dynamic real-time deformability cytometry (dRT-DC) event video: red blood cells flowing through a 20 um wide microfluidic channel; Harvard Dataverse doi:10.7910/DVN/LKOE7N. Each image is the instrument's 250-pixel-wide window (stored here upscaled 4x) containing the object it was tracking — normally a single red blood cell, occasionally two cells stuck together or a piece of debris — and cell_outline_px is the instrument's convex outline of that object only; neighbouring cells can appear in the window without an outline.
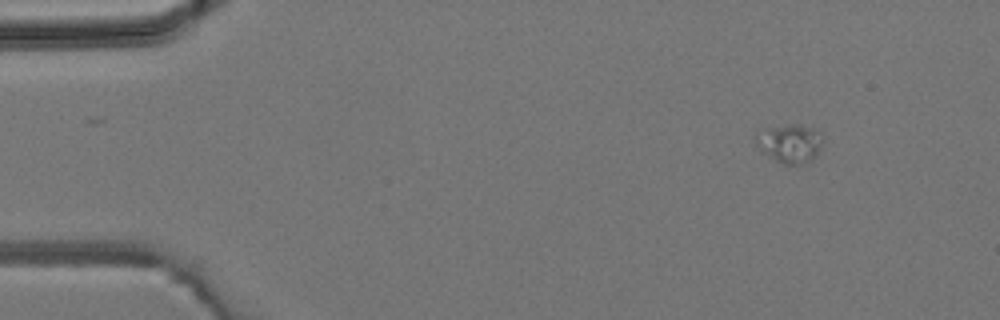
{"species": "common noctule bat (a hibernating species)", "species_latin": "Nyctalus noctula", "temperature_condition": "room temperature", "stored_images_in_passage": 2, "camera_frame_rate_fps": 3000, "um_per_image_px": 0.085, "animal": {"sex": "male", "body_mass_g": 19.2, "forearm_length_mm": 51.8}, "frame": {"image": 1, "passage_image": 2, "time_ms": 2.0, "image_size_px": [1000, 320], "cell_outline_px": [[824, 140], [816, 156], [812, 160], [800, 164], [784, 164], [776, 160], [764, 152], [756, 144], [756, 136], [772, 128], [792, 124], [800, 124], [812, 128], [824, 136]], "centroid_in_image_um": [67.23, 12.2], "position_along_channel_um": 17.8, "area_um2": 14.57}}